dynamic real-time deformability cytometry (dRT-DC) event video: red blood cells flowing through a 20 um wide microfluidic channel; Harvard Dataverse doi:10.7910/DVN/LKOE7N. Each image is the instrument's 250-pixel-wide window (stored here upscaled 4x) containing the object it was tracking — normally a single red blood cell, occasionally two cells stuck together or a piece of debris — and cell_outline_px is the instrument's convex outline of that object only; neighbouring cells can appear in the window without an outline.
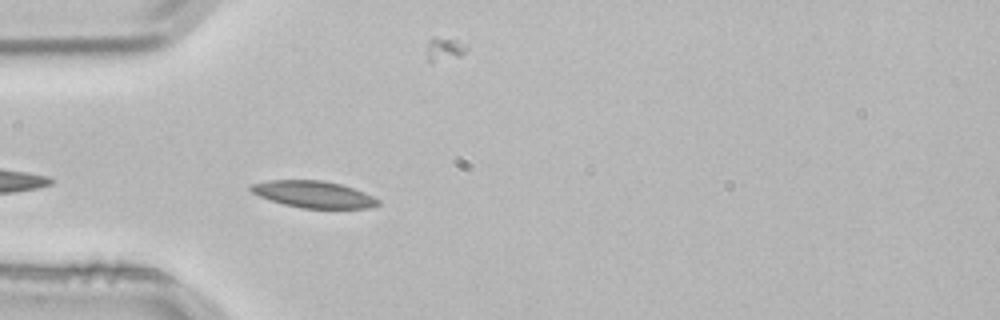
{"species": "common noctule bat (a hibernating species)", "species_latin": "Nyctalus noctula", "temperature_condition": "room temperature", "stored_images_in_passage": 3, "camera_frame_rate_fps": 3000, "um_per_image_px": 0.085, "animal": {"sex": "male", "body_mass_g": 21.5, "forearm_length_mm": 52.0}, "frame": {"image": 1, "passage_image": 3, "time_ms": 0.667, "image_size_px": [1000, 320], "cell_outline_px": [[380, 204], [372, 208], [300, 208], [284, 204], [260, 196], [252, 192], [248, 188], [252, 184], [268, 180], [324, 180], [340, 184], [364, 192], [380, 200]], "centroid_in_image_um": [26.67, 16.52], "position_along_channel_um": 58.3, "area_um2": 19.77}}